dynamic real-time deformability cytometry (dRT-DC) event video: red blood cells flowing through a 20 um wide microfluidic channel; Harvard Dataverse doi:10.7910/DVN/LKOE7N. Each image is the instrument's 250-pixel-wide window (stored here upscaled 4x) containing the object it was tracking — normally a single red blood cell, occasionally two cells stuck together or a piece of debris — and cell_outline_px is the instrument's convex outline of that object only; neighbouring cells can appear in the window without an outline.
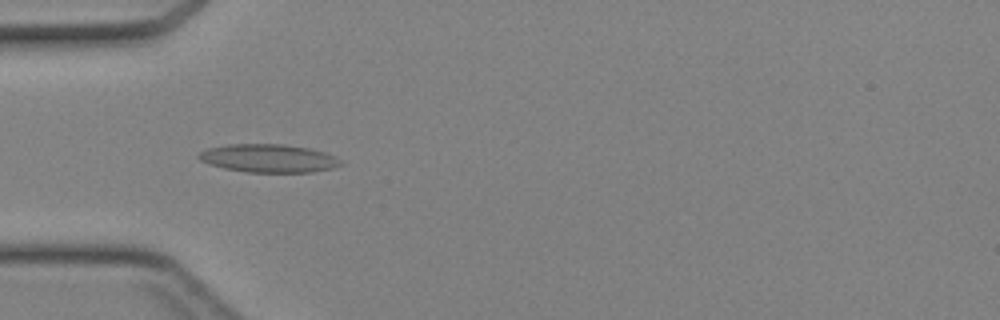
{"species": "Egyptian fruit bat (a non-hibernating species)", "species_latin": "Rousettus aegyptiacus", "temperature_condition": "cold", "stored_images_in_passage": 44, "camera_frame_rate_fps": 3000, "um_per_image_px": 0.085, "animal": {"sex": "female"}, "frame": {"image": 1, "passage_image": 14, "time_ms": 4.333, "image_size_px": [1000, 320], "cell_outline_px": [[344, 164], [332, 168], [312, 172], [248, 172], [224, 168], [200, 160], [196, 156], [200, 152], [208, 148], [228, 144], [284, 144], [308, 148], [324, 152], [340, 160]], "centroid_in_image_um": [22.83, 13.45], "position_along_channel_um": 62.2, "area_um2": 23.12}}
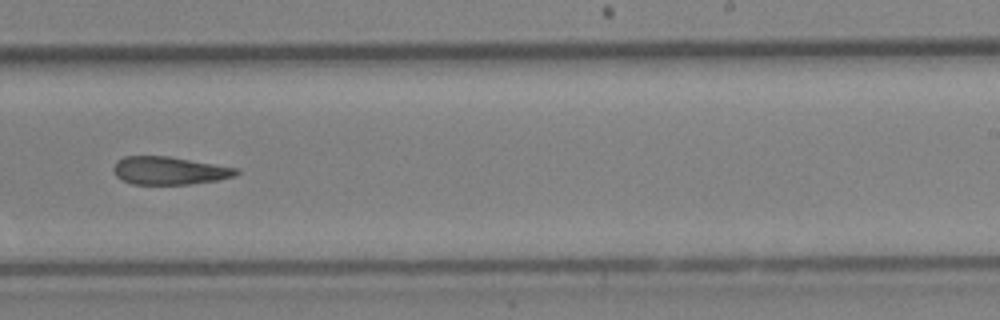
{"frame": {"image": 2, "passage_image": 28, "time_ms": 9.0, "image_size_px": [1000, 320], "cell_outline_px": [[240, 172], [236, 176], [216, 180], [192, 184], [132, 184], [116, 176], [112, 168], [116, 160], [124, 156], [168, 156], [240, 168]], "centroid_in_image_um": [14.41, 14.49], "position_along_channel_um": 274.6, "area_um2": 20.11}}
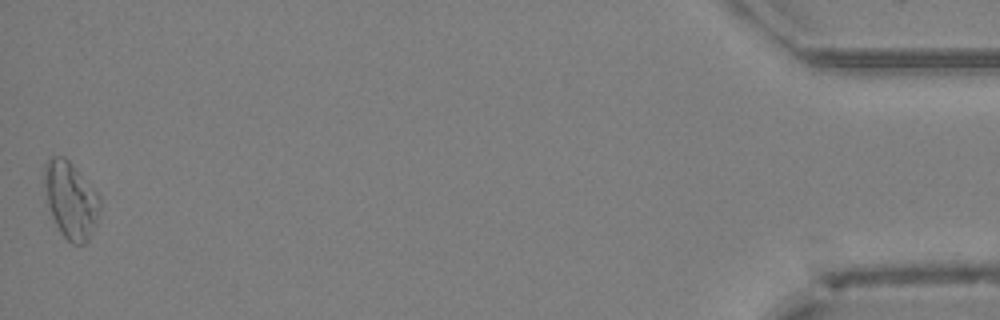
{"frame": {"image": 3, "passage_image": 44, "time_ms": 14.333, "image_size_px": [1000, 320], "cell_outline_px": [[100, 208], [96, 220], [88, 240], [84, 244], [72, 244], [60, 232], [52, 216], [48, 204], [44, 188], [44, 164], [52, 156], [64, 156], [72, 164], [100, 196]], "centroid_in_image_um": [6.0, 16.99], "position_along_channel_um": 429.2, "area_um2": 24.51}}